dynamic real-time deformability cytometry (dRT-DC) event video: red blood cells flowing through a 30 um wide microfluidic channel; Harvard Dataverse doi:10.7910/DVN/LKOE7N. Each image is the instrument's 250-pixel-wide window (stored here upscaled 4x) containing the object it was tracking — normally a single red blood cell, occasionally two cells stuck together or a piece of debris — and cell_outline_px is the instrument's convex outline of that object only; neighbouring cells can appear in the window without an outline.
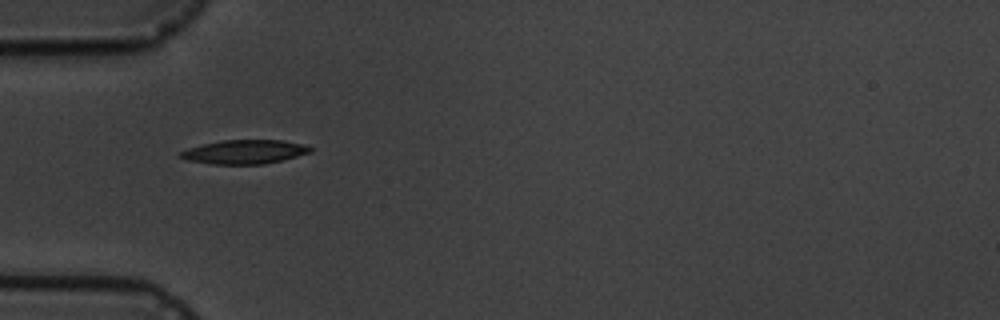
{"species": "common noctule bat (a hibernating species)", "species_latin": "Nyctalus noctula", "temperature_condition": "cold", "stored_images_in_passage": 7, "camera_frame_rate_fps": 3000, "um_per_image_px": 0.085, "animal": {"sex": "male", "body_mass_g": 19.5, "forearm_length_mm": 54.6}, "frame": {"image": 1, "passage_image": 6, "time_ms": 6.667, "image_size_px": [1000, 320], "cell_outline_px": [[312, 152], [284, 160], [264, 164], [212, 164], [188, 160], [180, 156], [180, 152], [188, 148], [220, 140], [280, 140], [300, 144], [312, 148]], "centroid_in_image_um": [20.8, 12.91], "position_along_channel_um": 64.2, "area_um2": 17.98}}
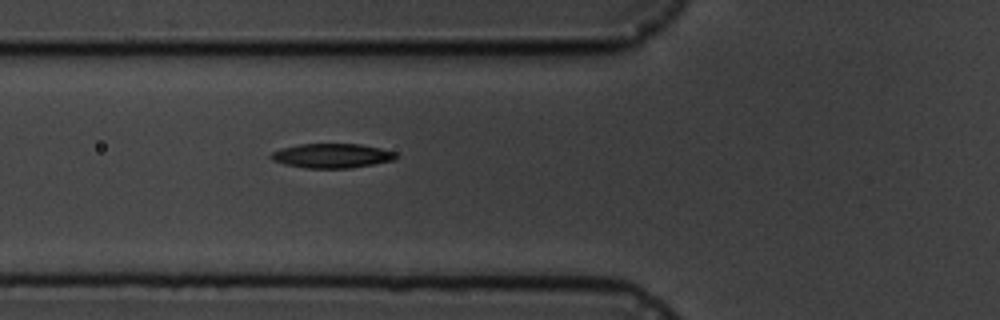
{"frame": {"image": 2, "passage_image": 7, "time_ms": 7.667, "image_size_px": [1000, 320], "cell_outline_px": [[400, 156], [392, 160], [372, 164], [348, 168], [304, 168], [284, 164], [272, 160], [268, 156], [272, 152], [280, 148], [300, 144], [360, 144], [380, 148], [396, 152]], "centroid_in_image_um": [28.18, 13.23], "position_along_channel_um": 97.6, "area_um2": 17.8}}